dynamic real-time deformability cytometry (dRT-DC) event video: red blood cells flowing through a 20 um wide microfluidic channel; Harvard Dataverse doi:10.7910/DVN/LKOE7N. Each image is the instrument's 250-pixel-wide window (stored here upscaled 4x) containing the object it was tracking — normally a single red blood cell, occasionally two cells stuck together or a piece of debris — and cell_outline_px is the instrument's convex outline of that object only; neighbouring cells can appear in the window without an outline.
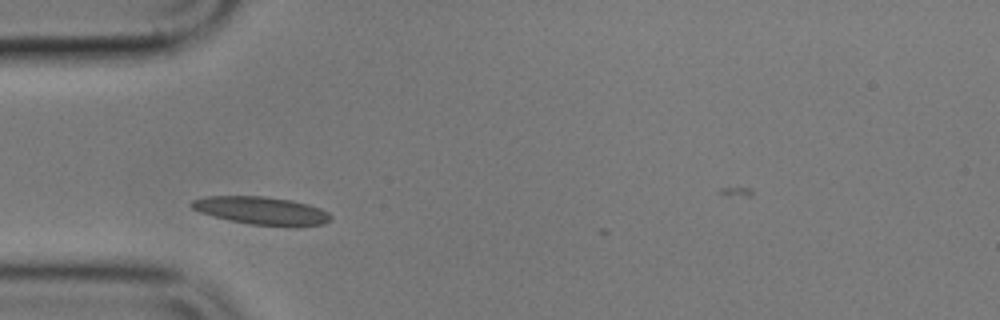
{"species": "common noctule bat (a hibernating species)", "species_latin": "Nyctalus noctula", "temperature_condition": "cold", "stored_images_in_passage": 6, "camera_frame_rate_fps": 3000, "um_per_image_px": 0.085, "animal": {"sex": "male", "body_mass_g": 17.9}, "frame": {"image": 1, "passage_image": 4, "time_ms": 3.667, "image_size_px": [1000, 320], "cell_outline_px": [[332, 220], [324, 224], [300, 228], [288, 228], [248, 224], [228, 220], [212, 216], [200, 212], [192, 208], [188, 204], [192, 200], [204, 196], [264, 196], [292, 200], [308, 204], [320, 208], [328, 212], [332, 216]], "centroid_in_image_um": [22.28, 17.94], "position_along_channel_um": 62.7, "area_um2": 23.47}}